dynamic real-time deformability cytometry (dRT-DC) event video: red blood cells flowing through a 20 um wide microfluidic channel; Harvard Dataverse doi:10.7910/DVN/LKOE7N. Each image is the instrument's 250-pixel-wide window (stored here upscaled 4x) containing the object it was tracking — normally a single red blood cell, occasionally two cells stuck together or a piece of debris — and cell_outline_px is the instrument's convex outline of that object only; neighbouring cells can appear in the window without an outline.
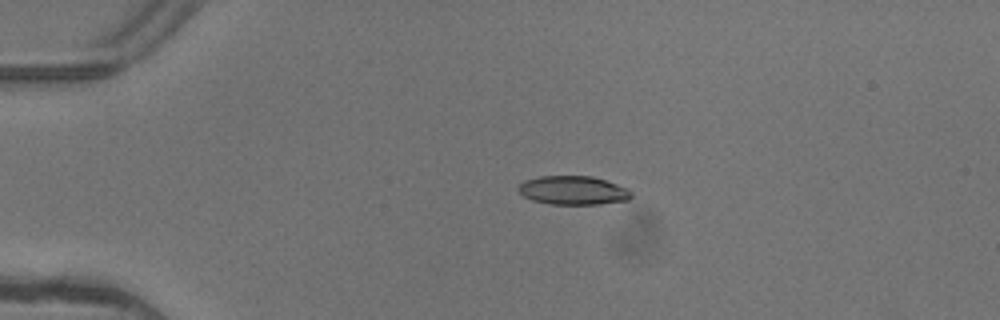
{"species": "common noctule bat (a hibernating species)", "species_latin": "Nyctalus noctula", "temperature_condition": "warm", "stored_images_in_passage": 3, "camera_frame_rate_fps": 3000, "um_per_image_px": 0.085, "animal": {"sex": "female"}, "frame": {"image": 1, "passage_image": 2, "time_ms": 0.333, "image_size_px": [1000, 320], "cell_outline_px": [[632, 196], [628, 200], [600, 204], [552, 204], [532, 200], [524, 196], [516, 188], [524, 180], [540, 176], [592, 176], [628, 188], [632, 192]], "centroid_in_image_um": [48.72, 16.18], "position_along_channel_um": 36.3, "area_um2": 18.9}}